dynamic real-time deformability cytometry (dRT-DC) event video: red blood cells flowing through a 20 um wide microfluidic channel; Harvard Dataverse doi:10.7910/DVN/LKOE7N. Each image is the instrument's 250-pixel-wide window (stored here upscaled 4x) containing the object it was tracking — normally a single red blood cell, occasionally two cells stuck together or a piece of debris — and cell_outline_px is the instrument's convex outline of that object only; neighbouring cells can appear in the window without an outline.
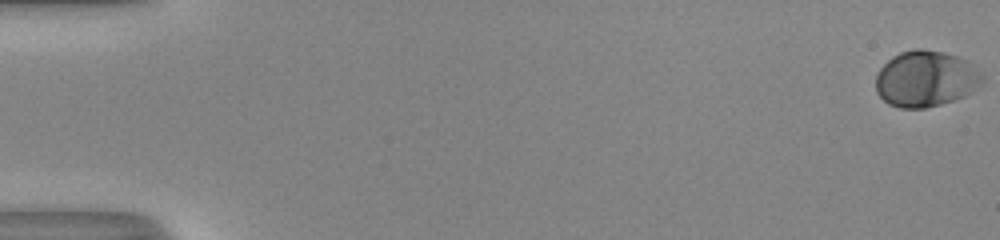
{"species": "human", "species_latin": "Homo sapiens", "temperature_condition": "room temperature", "stored_images_in_passage": 54, "camera_frame_rate_fps": 3000, "um_per_image_px": 0.085, "donor": {"sex": "male"}, "frame": {"image": 1, "passage_image": 1, "time_ms": 0.0, "image_size_px": [1000, 240], "cell_outline_px": [[984, 80], [964, 96], [940, 104], [924, 108], [900, 108], [888, 104], [876, 92], [876, 76], [880, 68], [892, 56], [900, 52], [916, 48], [920, 48], [944, 52], [956, 56], [964, 60], [984, 76]], "centroid_in_image_um": [78.63, 6.69], "position_along_channel_um": 6.4, "area_um2": 34.45}}
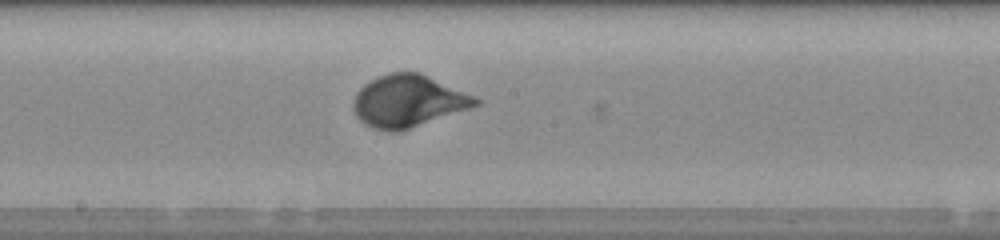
{"frame": {"image": 2, "passage_image": 31, "time_ms": 10.0, "image_size_px": [1000, 240], "cell_outline_px": [[480, 104], [400, 132], [388, 132], [364, 124], [356, 116], [352, 108], [352, 104], [356, 92], [364, 84], [388, 72], [420, 72], [472, 96], [480, 100]], "centroid_in_image_um": [34.63, 8.6], "position_along_channel_um": 213.6, "area_um2": 36.7}}
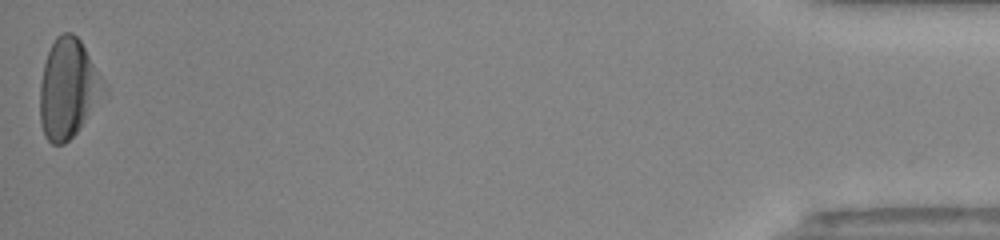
{"frame": {"image": 3, "passage_image": 54, "time_ms": 17.667, "image_size_px": [1000, 240], "cell_outline_px": [[108, 92], [80, 128], [64, 144], [52, 144], [44, 136], [40, 124], [40, 84], [44, 64], [48, 52], [56, 36], [64, 32], [72, 32], [80, 40], [108, 84]], "centroid_in_image_um": [5.83, 7.53], "position_along_channel_um": 429.4, "area_um2": 37.51}, "authors_computed_cell_mechanics": {"area_um2": 34.4199, "velocity_mm_per_s": 4.0498, "shape_relaxation_time_tau1_ms": 2.7901, "shape_relaxation_time_tau2_ms": null, "deformation_change_tau1": 0.1575, "deformation_change_tau2": null}}